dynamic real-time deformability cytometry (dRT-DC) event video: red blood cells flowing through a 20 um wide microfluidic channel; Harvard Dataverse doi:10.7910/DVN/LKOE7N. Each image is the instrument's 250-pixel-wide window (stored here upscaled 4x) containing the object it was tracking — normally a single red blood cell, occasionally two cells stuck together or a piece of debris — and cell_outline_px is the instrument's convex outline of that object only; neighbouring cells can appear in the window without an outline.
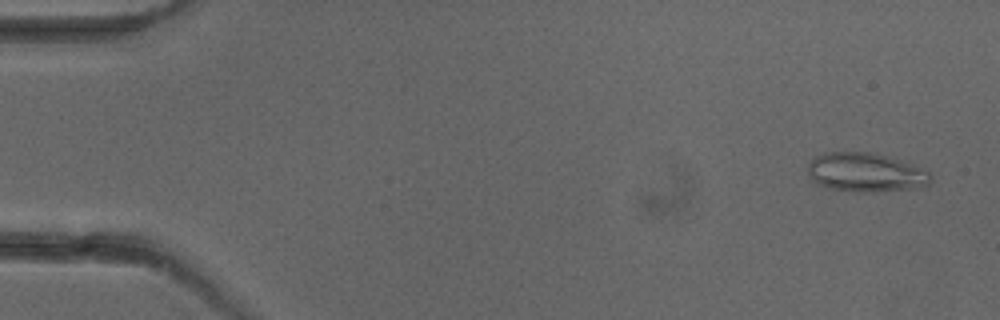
{"species": "common noctule bat (a hibernating species)", "species_latin": "Nyctalus noctula", "temperature_condition": "cold", "stored_images_in_passage": 7, "camera_frame_rate_fps": 3000, "um_per_image_px": 0.085, "animal": {"sex": "female"}, "frame": {"image": 1, "passage_image": 1, "time_ms": 0.0, "image_size_px": [1000, 320], "cell_outline_px": [[932, 176], [928, 184], [912, 188], [876, 192], [864, 192], [828, 188], [816, 184], [812, 180], [808, 172], [808, 164], [816, 156], [824, 152], [872, 152], [900, 160], [928, 172]], "centroid_in_image_um": [73.52, 14.65], "position_along_channel_um": 11.5, "area_um2": 27.63}}
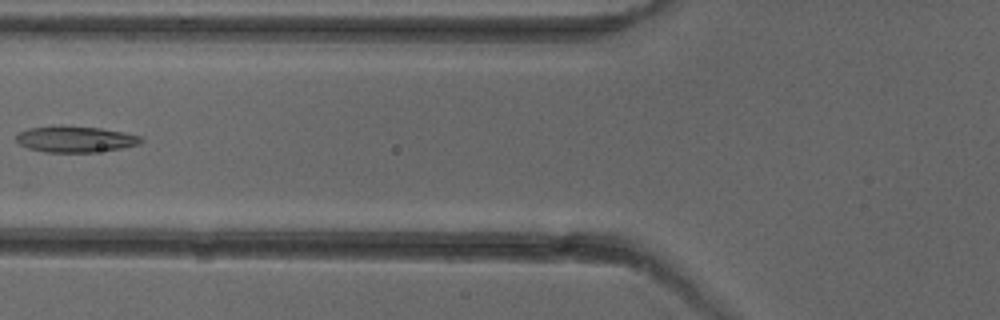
{"frame": {"image": 2, "passage_image": 6, "time_ms": 6.0, "image_size_px": [1000, 320], "cell_outline_px": [[144, 140], [140, 144], [120, 148], [92, 152], [44, 152], [28, 148], [20, 144], [16, 140], [16, 136], [20, 132], [28, 128], [60, 124], [100, 128], [124, 132], [140, 136]], "centroid_in_image_um": [6.38, 11.81], "position_along_channel_um": 119.4, "area_um2": 19.19}}
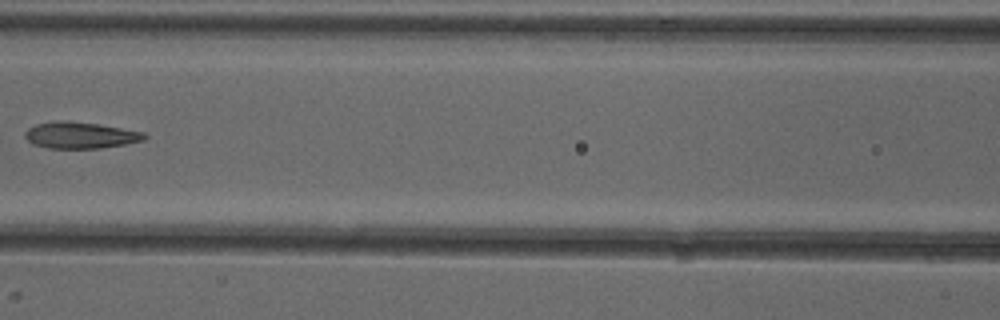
{"frame": {"image": 3, "passage_image": 7, "time_ms": 7.0, "image_size_px": [1000, 320], "cell_outline_px": [[148, 136], [144, 140], [124, 144], [100, 148], [48, 148], [32, 144], [24, 136], [24, 132], [28, 128], [36, 124], [56, 120], [60, 120], [96, 124], [144, 132]], "centroid_in_image_um": [6.79, 11.49], "position_along_channel_um": 159.8, "area_um2": 18.26}}